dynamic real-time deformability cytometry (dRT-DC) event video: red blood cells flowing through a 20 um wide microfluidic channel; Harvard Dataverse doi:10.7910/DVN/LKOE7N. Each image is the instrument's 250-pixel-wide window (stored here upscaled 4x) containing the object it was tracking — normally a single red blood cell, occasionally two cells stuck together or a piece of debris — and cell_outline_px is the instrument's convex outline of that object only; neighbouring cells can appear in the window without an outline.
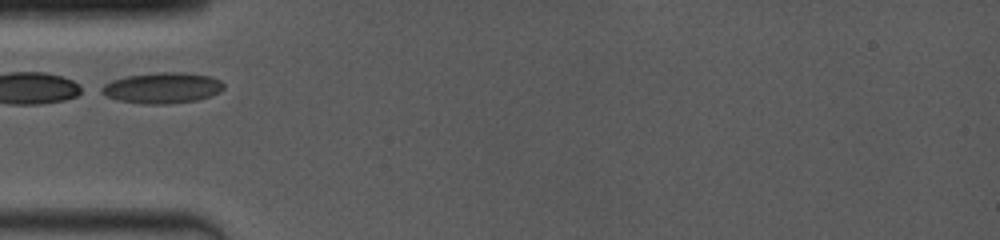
{"species": "common noctule bat (a hibernating species)", "species_latin": "Nyctalus noctula", "temperature_condition": "room temperature", "stored_images_in_passage": 38, "camera_frame_rate_fps": 4000, "um_per_image_px": 0.085, "animal": {"sex": "female", "body_mass_g": 19.0, "forearm_length_mm": 53.3}, "frame": {"image": 1, "passage_image": 1, "time_ms": 0.0, "image_size_px": [1000, 240], "cell_outline_px": [[224, 88], [220, 92], [212, 96], [196, 100], [168, 104], [140, 104], [120, 100], [108, 96], [100, 92], [96, 88], [112, 80], [128, 76], [156, 72], [184, 72], [212, 76], [220, 80], [224, 84]], "centroid_in_image_um": [13.81, 7.47], "position_along_channel_um": 71.2, "area_um2": 22.2}}